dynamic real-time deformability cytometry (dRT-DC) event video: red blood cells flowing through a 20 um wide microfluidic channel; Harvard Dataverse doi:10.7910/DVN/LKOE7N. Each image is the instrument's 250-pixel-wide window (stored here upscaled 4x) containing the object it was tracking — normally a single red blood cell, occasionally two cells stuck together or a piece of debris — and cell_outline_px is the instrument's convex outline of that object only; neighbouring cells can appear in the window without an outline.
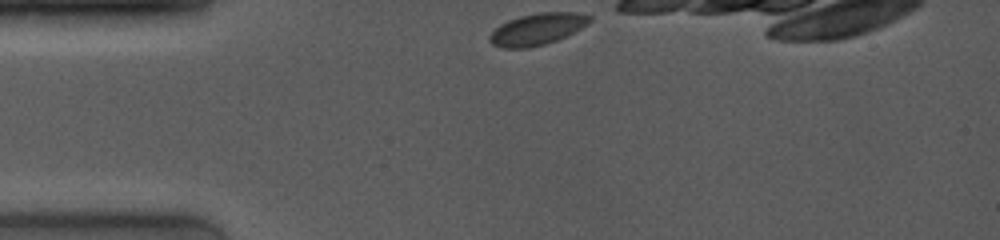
{"species": "common noctule bat (a hibernating species)", "species_latin": "Nyctalus noctula", "temperature_condition": "room temperature", "stored_images_in_passage": 20, "camera_frame_rate_fps": 4000, "um_per_image_px": 0.085, "animal": {"sex": "female", "body_mass_g": 19.0, "forearm_length_mm": 53.3}, "frame": {"image": 1, "passage_image": 1, "time_ms": 0.0, "image_size_px": [1000, 240], "cell_outline_px": [[592, 20], [588, 24], [556, 40], [544, 44], [528, 48], [500, 48], [492, 44], [488, 40], [488, 36], [500, 24], [508, 20], [520, 16], [540, 12], [576, 12], [592, 16]], "centroid_in_image_um": [45.64, 2.47], "position_along_channel_um": 39.4, "area_um2": 18.38}}
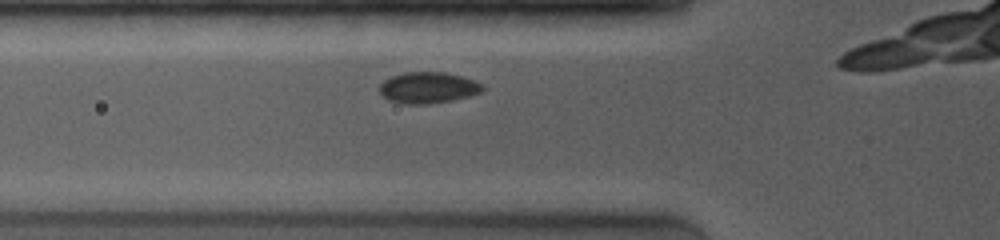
{"frame": {"image": 2, "passage_image": 13, "time_ms": 2.0, "image_size_px": [1000, 240], "cell_outline_px": [[484, 88], [480, 92], [468, 96], [452, 100], [428, 104], [404, 104], [388, 100], [380, 92], [380, 84], [384, 80], [392, 76], [404, 72], [444, 72], [460, 76], [472, 80], [480, 84]], "centroid_in_image_um": [36.34, 7.45], "position_along_channel_um": 89.5, "area_um2": 18.5}}